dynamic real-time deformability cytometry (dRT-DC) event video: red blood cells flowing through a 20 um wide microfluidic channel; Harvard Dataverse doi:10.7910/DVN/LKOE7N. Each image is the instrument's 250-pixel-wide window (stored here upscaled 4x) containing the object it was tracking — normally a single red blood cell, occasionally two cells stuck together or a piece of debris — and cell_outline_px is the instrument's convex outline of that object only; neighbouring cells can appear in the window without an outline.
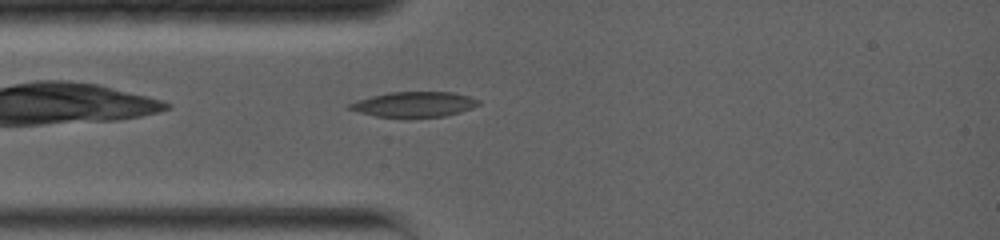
{"species": "common noctule bat (a hibernating species)", "species_latin": "Nyctalus noctula", "temperature_condition": "warm", "stored_images_in_passage": 64, "camera_frame_rate_fps": 5000, "um_per_image_px": 0.085, "animal": {"sex": "female", "body_mass_g": 19.0, "forearm_length_mm": 56.7}, "frame": {"image": 1, "passage_image": 1, "time_ms": 0.0, "image_size_px": [1000, 240], "cell_outline_px": [[480, 104], [472, 108], [460, 112], [444, 116], [376, 116], [344, 108], [348, 104], [372, 96], [388, 92], [452, 92], [468, 96], [480, 100]], "centroid_in_image_um": [35.22, 8.85], "position_along_channel_um": 49.8, "area_um2": 18.55}}
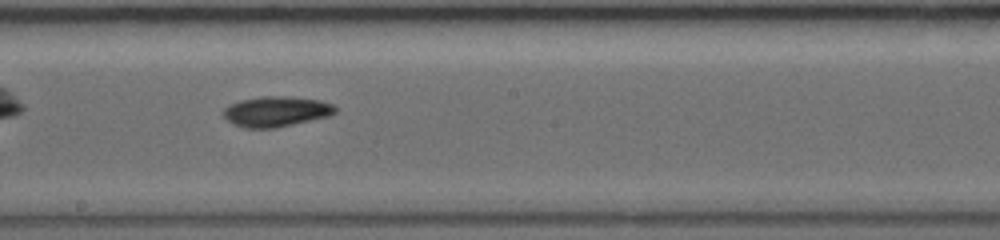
{"frame": {"image": 2, "passage_image": 25, "time_ms": 4.4, "image_size_px": [1000, 240], "cell_outline_px": [[340, 108], [336, 112], [328, 116], [276, 128], [244, 128], [228, 120], [224, 116], [224, 108], [228, 104], [240, 100], [264, 96], [284, 96], [320, 100], [332, 104]], "centroid_in_image_um": [23.49, 9.47], "position_along_channel_um": 224.7, "area_um2": 19.71}}
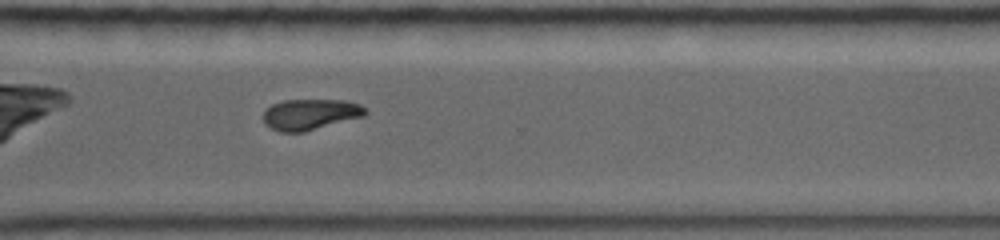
{"frame": {"image": 3, "passage_image": 42, "time_ms": 7.4, "image_size_px": [1000, 240], "cell_outline_px": [[368, 112], [364, 116], [304, 132], [280, 132], [264, 124], [264, 108], [272, 104], [284, 100], [348, 100], [360, 104], [368, 108]], "centroid_in_image_um": [26.39, 9.71], "position_along_channel_um": 344.2, "area_um2": 18.55}, "authors_computed_cell_mechanics": {"area_um2": 18.4382, "velocity_mm_per_s": 3.9858, "shape_relaxation_time_tau1_ms": null, "shape_relaxation_time_tau2_ms": 8.5422, "deformation_change_tau1": null, "deformation_change_tau2": 0.1365}}